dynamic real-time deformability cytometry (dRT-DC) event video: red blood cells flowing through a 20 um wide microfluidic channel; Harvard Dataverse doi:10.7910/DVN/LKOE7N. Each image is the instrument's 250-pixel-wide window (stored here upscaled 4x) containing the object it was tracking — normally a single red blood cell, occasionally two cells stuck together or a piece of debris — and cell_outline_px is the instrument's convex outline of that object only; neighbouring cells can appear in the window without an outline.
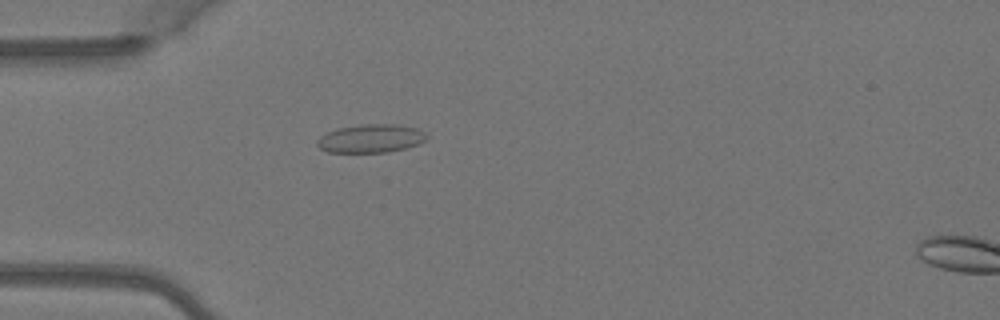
{"species": "Egyptian fruit bat (a non-hibernating species)", "species_latin": "Rousettus aegyptiacus", "temperature_condition": "warm", "stored_images_in_passage": 4, "camera_frame_rate_fps": 3000, "um_per_image_px": 0.085, "animal": {"sex": "female"}, "frame": {"image": 1, "passage_image": 3, "time_ms": 0.667, "image_size_px": [1000, 320], "cell_outline_px": [[428, 136], [420, 144], [388, 152], [328, 152], [320, 148], [316, 144], [316, 140], [320, 136], [328, 132], [340, 128], [360, 124], [396, 124], [420, 128]], "centroid_in_image_um": [31.54, 11.76], "position_along_channel_um": 53.5, "area_um2": 18.15}}